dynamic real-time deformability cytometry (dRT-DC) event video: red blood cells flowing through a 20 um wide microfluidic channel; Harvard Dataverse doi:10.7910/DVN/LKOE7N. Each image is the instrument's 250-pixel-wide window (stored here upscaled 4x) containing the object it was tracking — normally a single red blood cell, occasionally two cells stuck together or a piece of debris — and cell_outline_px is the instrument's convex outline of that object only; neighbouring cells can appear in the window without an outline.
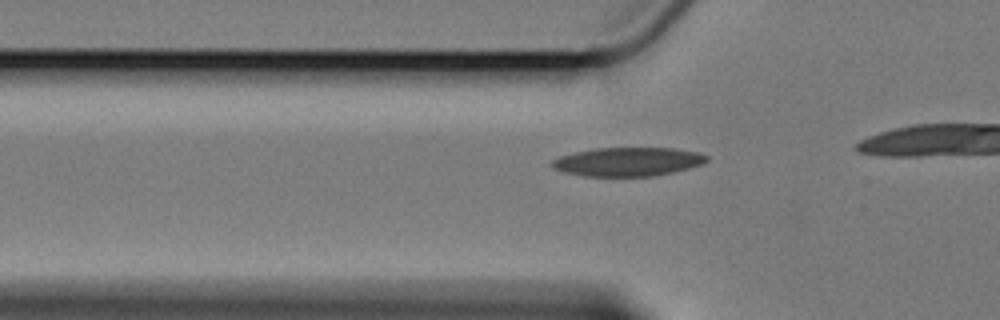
{"species": "Egyptian fruit bat (a non-hibernating species)", "species_latin": "Rousettus aegyptiacus", "temperature_condition": "cold", "stored_images_in_passage": 14, "camera_frame_rate_fps": 3000, "um_per_image_px": 0.085, "animal": {"sex": "female"}, "frame": {"image": 1, "passage_image": 8, "time_ms": 2.333, "image_size_px": [1000, 320], "cell_outline_px": [[708, 160], [704, 164], [672, 172], [652, 176], [584, 176], [564, 172], [552, 168], [548, 164], [552, 160], [560, 156], [576, 152], [596, 148], [672, 148], [700, 152], [708, 156]], "centroid_in_image_um": [53.36, 13.74], "position_along_channel_um": 72.4, "area_um2": 26.01}}
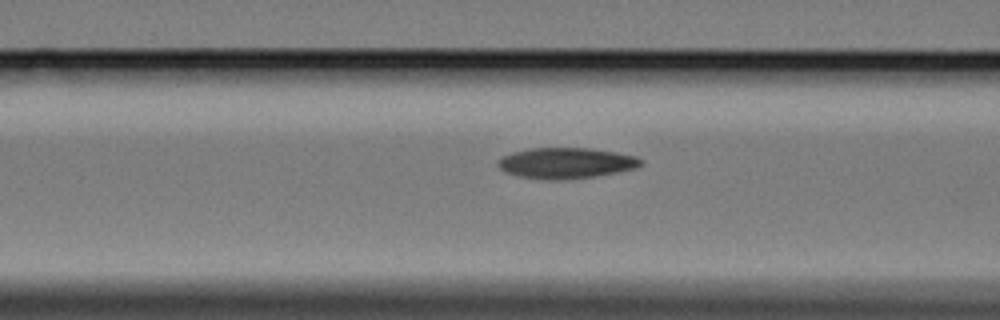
{"frame": {"image": 2, "passage_image": 12, "time_ms": 3.667, "image_size_px": [1000, 320], "cell_outline_px": [[644, 164], [636, 168], [616, 172], [592, 176], [560, 180], [544, 180], [520, 176], [504, 172], [496, 164], [496, 160], [512, 152], [528, 148], [588, 148], [616, 152], [636, 156], [644, 160]], "centroid_in_image_um": [48.1, 13.85], "position_along_channel_um": 118.5, "area_um2": 25.72}}